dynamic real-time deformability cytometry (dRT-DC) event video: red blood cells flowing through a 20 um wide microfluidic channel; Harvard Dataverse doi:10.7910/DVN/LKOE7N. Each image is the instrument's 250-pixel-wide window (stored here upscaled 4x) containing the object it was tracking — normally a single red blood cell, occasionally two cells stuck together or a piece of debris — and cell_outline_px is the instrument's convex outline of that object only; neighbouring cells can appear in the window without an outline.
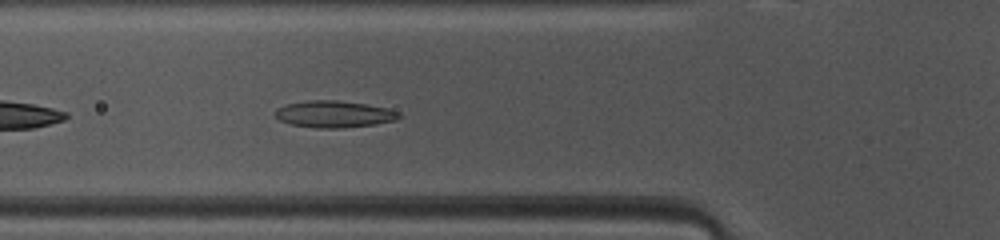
{"species": "common noctule bat (a hibernating species)", "species_latin": "Nyctalus noctula", "temperature_condition": "warm", "stored_images_in_passage": 30, "camera_frame_rate_fps": 3000, "um_per_image_px": 0.085, "animal": {"sex": "female", "body_mass_g": 10.0, "forearm_length_mm": 53.1}, "frame": {"image": 1, "passage_image": 6, "time_ms": 1.667, "image_size_px": [1000, 240], "cell_outline_px": [[400, 116], [396, 120], [376, 124], [340, 128], [316, 128], [292, 124], [280, 120], [276, 116], [276, 108], [288, 104], [312, 100], [336, 100], [364, 104], [388, 108], [400, 112]], "centroid_in_image_um": [28.43, 9.7], "position_along_channel_um": 97.4, "area_um2": 19.07}}
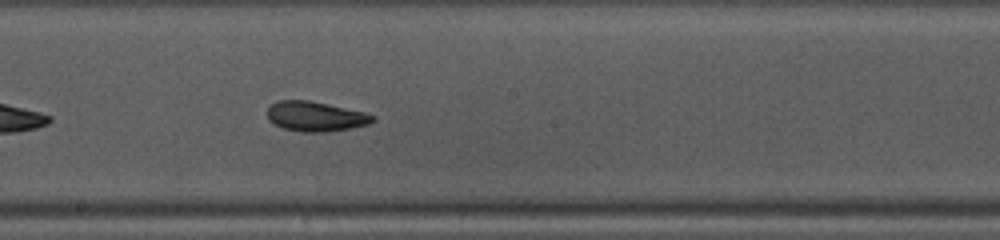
{"frame": {"image": 2, "passage_image": 15, "time_ms": 4.667, "image_size_px": [1000, 240], "cell_outline_px": [[376, 120], [368, 124], [348, 128], [324, 132], [300, 132], [284, 128], [268, 120], [268, 104], [276, 100], [308, 100], [364, 112], [376, 116]], "centroid_in_image_um": [26.79, 9.88], "position_along_channel_um": 221.4, "area_um2": 18.26}}
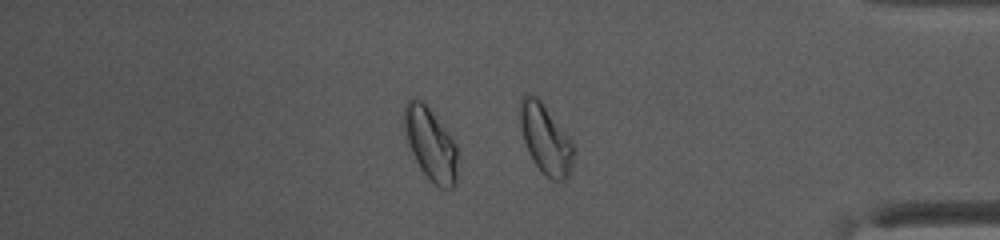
{"frame": {"image": 3, "passage_image": 29, "time_ms": 9.333, "image_size_px": [1000, 240], "cell_outline_px": [[456, 184], [452, 188], [440, 188], [420, 168], [408, 144], [404, 132], [404, 104], [408, 100], [424, 100], [448, 132], [456, 144]], "centroid_in_image_um": [36.59, 12.2], "position_along_channel_um": 398.6, "area_um2": 22.31}, "authors_computed_cell_mechanics": {"area_um2": 18.3226, "velocity_mm_per_s": 4.1189, "shape_relaxation_time_tau1_ms": 4.6128, "shape_relaxation_time_tau2_ms": 1.9987, "deformation_change_tau1": 0.1169, "deformation_change_tau2": 0.0818}}